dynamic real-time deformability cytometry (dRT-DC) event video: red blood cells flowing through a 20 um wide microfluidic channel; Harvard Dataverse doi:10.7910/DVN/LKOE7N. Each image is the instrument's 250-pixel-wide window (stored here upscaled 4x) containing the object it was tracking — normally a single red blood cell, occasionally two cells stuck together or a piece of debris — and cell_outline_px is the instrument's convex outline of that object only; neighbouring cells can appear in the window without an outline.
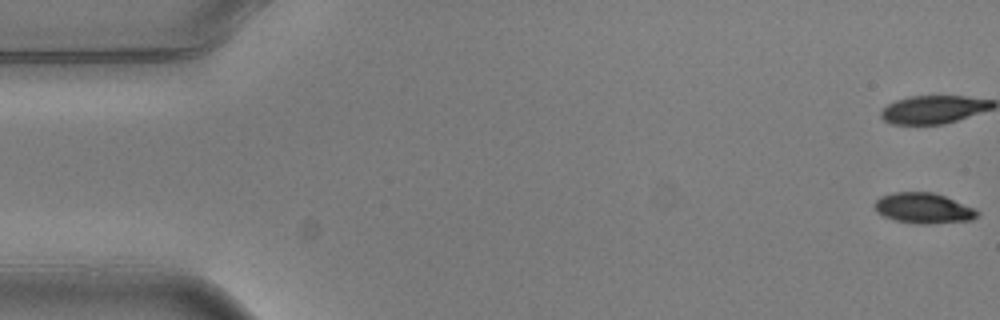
{"species": "common noctule bat (a hibernating species)", "species_latin": "Nyctalus noctula", "temperature_condition": "warm", "stored_images_in_passage": 5, "camera_frame_rate_fps": 3000, "um_per_image_px": 0.085, "animal": {"sex": "male", "body_mass_g": 20.5, "forearm_length_mm": 52.5}, "frame": {"image": 1, "passage_image": 1, "time_ms": 0.0, "image_size_px": [1000, 320], "cell_outline_px": [[980, 216], [972, 220], [932, 224], [916, 224], [896, 220], [884, 216], [876, 212], [872, 204], [880, 196], [892, 192], [932, 192], [944, 196], [972, 208], [980, 212]], "centroid_in_image_um": [78.46, 17.7], "position_along_channel_um": 6.5, "area_um2": 18.32}}